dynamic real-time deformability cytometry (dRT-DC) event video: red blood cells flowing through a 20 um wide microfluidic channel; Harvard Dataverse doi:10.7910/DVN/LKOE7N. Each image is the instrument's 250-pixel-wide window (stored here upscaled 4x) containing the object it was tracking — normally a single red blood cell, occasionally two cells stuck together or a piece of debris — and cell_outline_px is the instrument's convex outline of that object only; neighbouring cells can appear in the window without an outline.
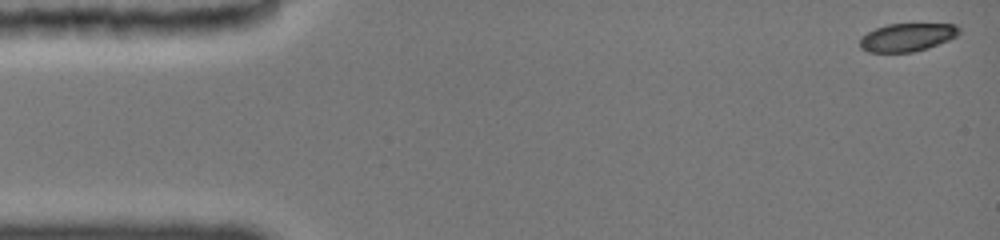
{"species": "common noctule bat (a hibernating species)", "species_latin": "Nyctalus noctula", "temperature_condition": "cold", "stored_images_in_passage": 25, "camera_frame_rate_fps": 3000, "um_per_image_px": 0.085, "animal": {"sex": "female", "body_mass_g": 19.0, "forearm_length_mm": 51.5}, "frame": {"image": 1, "passage_image": 1, "time_ms": 0.0, "image_size_px": [1000, 240], "cell_outline_px": [[960, 32], [956, 36], [948, 40], [928, 48], [912, 52], [868, 52], [860, 48], [860, 36], [876, 28], [888, 24], [956, 24], [960, 28]], "centroid_in_image_um": [77.1, 3.17], "position_along_channel_um": 7.9, "area_um2": 16.24}}
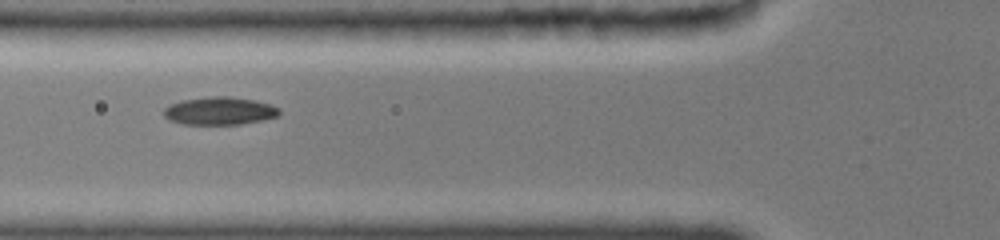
{"frame": {"image": 2, "passage_image": 18, "time_ms": 5.667, "image_size_px": [1000, 240], "cell_outline_px": [[280, 116], [240, 124], [184, 124], [168, 120], [164, 116], [164, 108], [180, 100], [208, 96], [232, 96], [256, 100], [272, 104], [280, 108]], "centroid_in_image_um": [18.69, 9.41], "position_along_channel_um": 107.1, "area_um2": 18.96}}
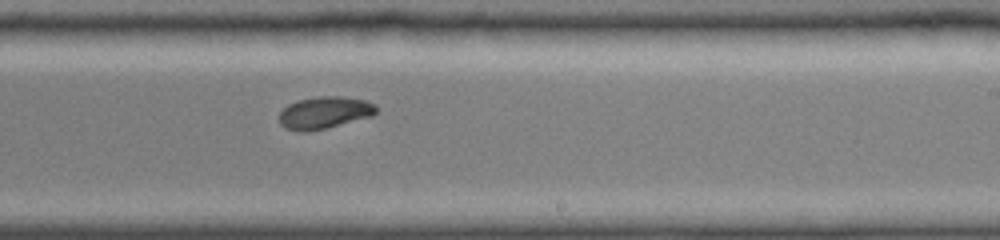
{"frame": {"image": 3, "passage_image": 25, "time_ms": 9.667, "image_size_px": [1000, 240], "cell_outline_px": [[376, 112], [372, 116], [324, 128], [288, 128], [280, 124], [280, 112], [288, 104], [296, 100], [316, 96], [344, 96], [364, 100], [376, 104]], "centroid_in_image_um": [27.63, 9.5], "position_along_channel_um": 261.4, "area_um2": 17.46}}